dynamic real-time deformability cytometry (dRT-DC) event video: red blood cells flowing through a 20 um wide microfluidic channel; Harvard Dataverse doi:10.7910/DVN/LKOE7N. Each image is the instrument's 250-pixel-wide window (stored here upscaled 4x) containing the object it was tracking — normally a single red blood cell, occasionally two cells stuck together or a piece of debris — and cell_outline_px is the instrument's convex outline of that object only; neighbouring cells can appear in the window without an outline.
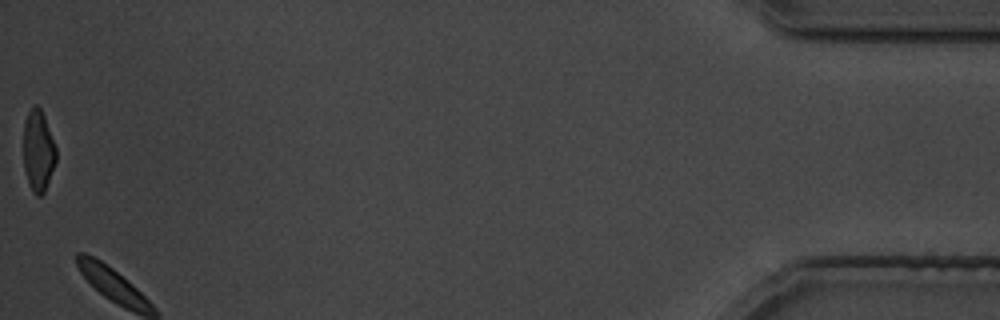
{"species": "common noctule bat (a hibernating species)", "species_latin": "Nyctalus noctula", "temperature_condition": "cold", "stored_images_in_passage": 36, "camera_frame_rate_fps": 3000, "um_per_image_px": 0.085, "animal": {"sex": "male", "body_mass_g": 19.5, "forearm_length_mm": 54.6}, "frame": {"image": 1, "passage_image": 36, "time_ms": 44.333, "image_size_px": [1000, 320], "cell_outline_px": [[56, 160], [44, 192], [40, 196], [36, 196], [32, 192], [28, 184], [24, 168], [24, 120], [32, 104], [36, 104], [40, 108], [44, 116], [56, 148]], "centroid_in_image_um": [3.23, 12.81], "position_along_channel_um": 432.0, "area_um2": 15.43}}